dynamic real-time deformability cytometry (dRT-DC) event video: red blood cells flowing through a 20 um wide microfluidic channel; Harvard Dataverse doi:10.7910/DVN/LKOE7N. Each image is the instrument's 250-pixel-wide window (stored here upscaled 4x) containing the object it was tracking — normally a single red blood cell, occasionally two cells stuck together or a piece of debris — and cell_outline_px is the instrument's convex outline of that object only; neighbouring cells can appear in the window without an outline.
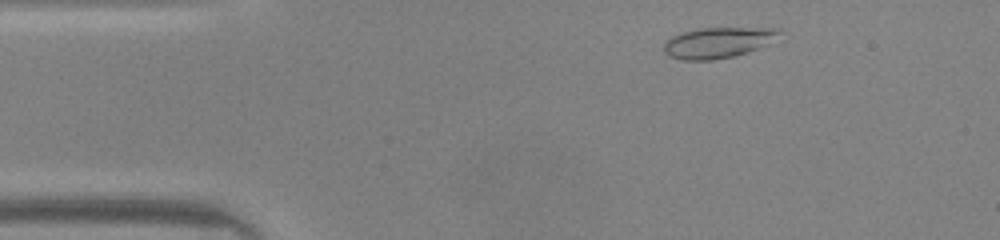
{"species": "common noctule bat (a hibernating species)", "species_latin": "Nyctalus noctula", "temperature_condition": "warm", "stored_images_in_passage": 44, "camera_frame_rate_fps": 3000, "um_per_image_px": 0.085, "animal": {"sex": "male", "body_mass_g": 20.0, "forearm_length_mm": 53.3}, "frame": {"image": 1, "passage_image": 3, "time_ms": 0.667, "image_size_px": [1000, 240], "cell_outline_px": [[780, 32], [768, 44], [748, 52], [732, 56], [712, 60], [684, 60], [668, 56], [664, 52], [664, 44], [672, 36], [684, 32], [700, 28], [780, 28]], "centroid_in_image_um": [61.0, 3.62], "position_along_channel_um": 24.0, "area_um2": 20.35}}
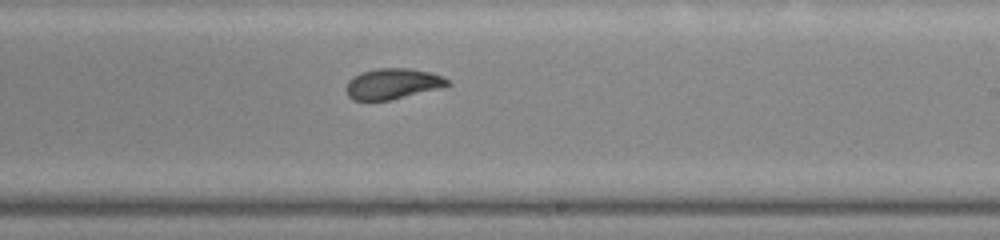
{"frame": {"image": 2, "passage_image": 24, "time_ms": 7.667, "image_size_px": [1000, 240], "cell_outline_px": [[452, 84], [440, 88], [392, 100], [352, 100], [348, 96], [344, 88], [348, 80], [352, 76], [360, 72], [376, 68], [412, 68], [444, 76]], "centroid_in_image_um": [33.35, 7.11], "position_along_channel_um": 255.7, "area_um2": 18.44}}
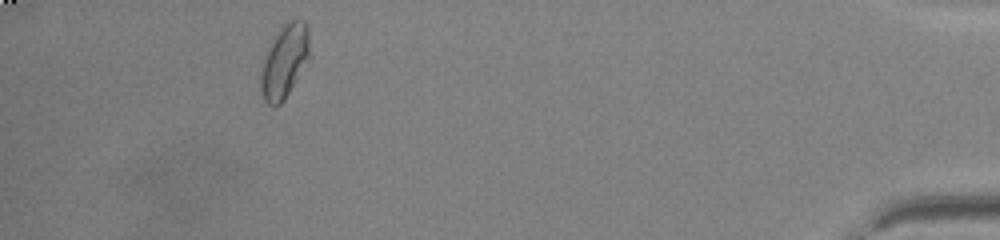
{"frame": {"image": 3, "passage_image": 40, "time_ms": 13.0, "image_size_px": [1000, 240], "cell_outline_px": [[312, 56], [284, 100], [280, 104], [268, 104], [264, 100], [260, 88], [260, 76], [264, 56], [280, 28], [288, 20], [296, 16], [304, 20], [308, 28]], "centroid_in_image_um": [24.24, 5.15], "position_along_channel_um": 411.0, "area_um2": 21.27}, "authors_computed_cell_mechanics": {"area_um2": 19.1896, "velocity_mm_per_s": 4.1679, "shape_relaxation_time_tau1_ms": 7.2803, "shape_relaxation_time_tau2_ms": 0.7286, "deformation_change_tau1": 0.1778, "deformation_change_tau2": 0.0425}}